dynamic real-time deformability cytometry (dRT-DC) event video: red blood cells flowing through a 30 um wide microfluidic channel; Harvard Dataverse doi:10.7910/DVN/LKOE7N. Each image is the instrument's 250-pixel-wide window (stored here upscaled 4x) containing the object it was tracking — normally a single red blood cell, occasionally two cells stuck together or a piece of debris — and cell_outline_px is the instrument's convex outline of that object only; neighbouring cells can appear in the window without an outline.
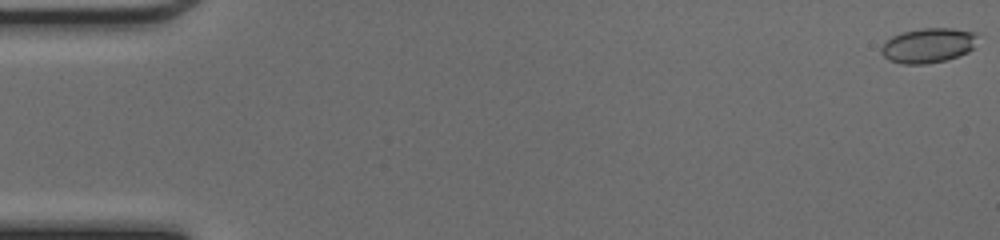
{"species": "common noctule bat (a hibernating species)", "species_latin": "Nyctalus noctula", "temperature_condition": "cold", "stored_images_in_passage": 49, "camera_frame_rate_fps": 3000, "um_per_image_px": 0.085, "animal": {"sex": "female", "body_mass_g": 17.0, "forearm_length_mm": 48.0}, "frame": {"image": 1, "passage_image": 1, "time_ms": 0.0, "image_size_px": [1000, 240], "cell_outline_px": [[976, 48], [968, 52], [944, 60], [924, 64], [904, 64], [888, 60], [880, 52], [880, 48], [892, 36], [900, 32], [920, 28], [952, 28], [976, 32]], "centroid_in_image_um": [78.9, 3.85], "position_along_channel_um": 6.1, "area_um2": 19.59}}
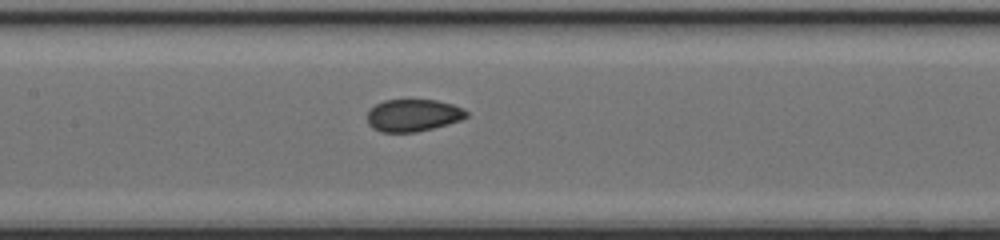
{"frame": {"image": 2, "passage_image": 24, "time_ms": 7.667, "image_size_px": [1000, 240], "cell_outline_px": [[468, 116], [460, 120], [448, 124], [416, 132], [380, 132], [372, 128], [368, 124], [368, 112], [376, 104], [384, 100], [436, 100], [452, 104], [468, 112]], "centroid_in_image_um": [35.1, 9.81], "position_along_channel_um": 172.3, "area_um2": 18.5}}
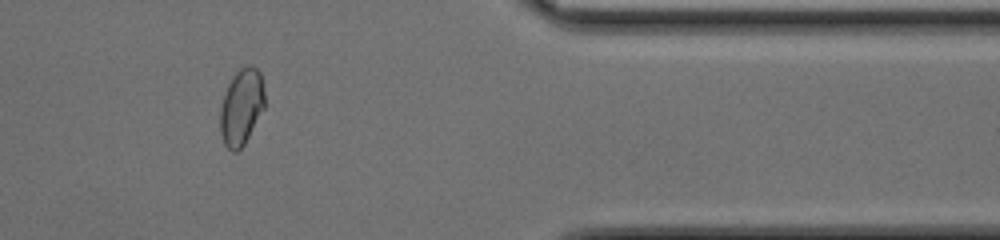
{"frame": {"image": 3, "passage_image": 41, "time_ms": 13.333, "image_size_px": [1000, 240], "cell_outline_px": [[264, 108], [244, 144], [236, 152], [232, 152], [224, 144], [220, 132], [220, 108], [224, 92], [232, 76], [240, 68], [248, 64], [256, 68], [260, 72], [264, 92]], "centroid_in_image_um": [20.5, 9.08], "position_along_channel_um": 390.9, "area_um2": 19.77}}